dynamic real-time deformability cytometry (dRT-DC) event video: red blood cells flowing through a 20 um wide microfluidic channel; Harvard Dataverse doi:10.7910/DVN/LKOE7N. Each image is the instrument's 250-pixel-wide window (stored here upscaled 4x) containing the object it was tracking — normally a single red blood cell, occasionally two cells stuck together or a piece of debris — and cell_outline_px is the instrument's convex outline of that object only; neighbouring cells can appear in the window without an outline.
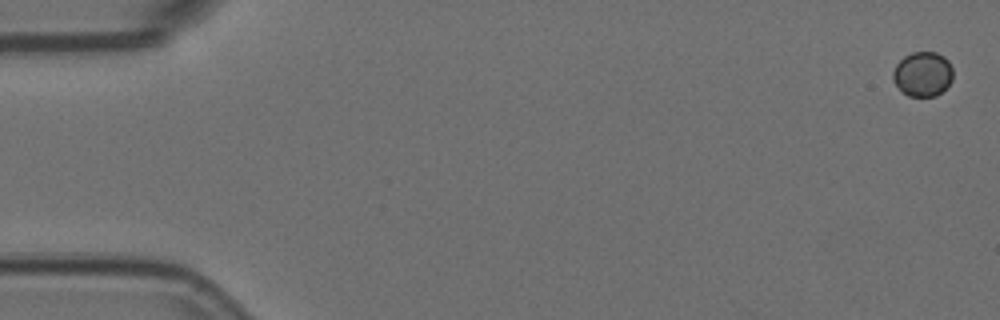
{"species": "Egyptian fruit bat (a non-hibernating species)", "species_latin": "Rousettus aegyptiacus", "temperature_condition": "room temperature", "stored_images_in_passage": 5, "camera_frame_rate_fps": 3000, "um_per_image_px": 0.085, "animal": {"sex": "female"}, "frame": {"image": 1, "passage_image": 1, "time_ms": 0.0, "image_size_px": [1000, 320], "cell_outline_px": [[952, 80], [936, 96], [908, 96], [892, 80], [892, 72], [896, 64], [904, 56], [912, 52], [936, 52], [944, 56], [948, 60], [952, 68]], "centroid_in_image_um": [78.42, 6.28], "position_along_channel_um": 6.6, "area_um2": 15.55}}